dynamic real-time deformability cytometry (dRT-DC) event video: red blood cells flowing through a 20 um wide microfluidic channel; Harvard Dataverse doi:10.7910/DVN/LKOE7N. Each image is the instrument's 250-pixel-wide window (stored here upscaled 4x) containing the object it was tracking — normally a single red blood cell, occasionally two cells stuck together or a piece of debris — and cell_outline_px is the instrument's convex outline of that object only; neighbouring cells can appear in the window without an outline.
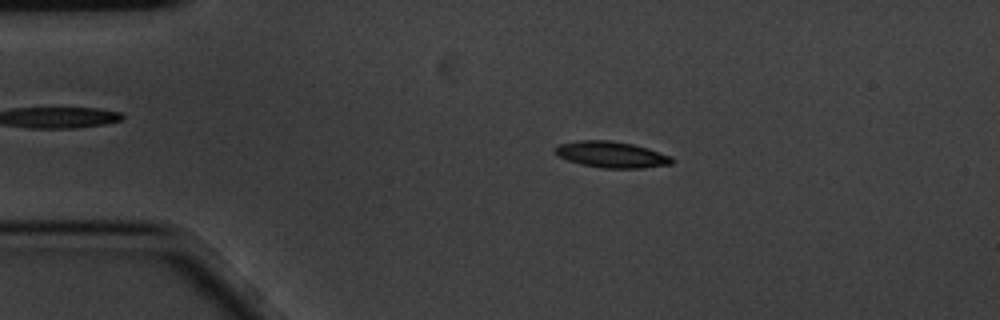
{"species": "common noctule bat (a hibernating species)", "species_latin": "Nyctalus noctula", "temperature_condition": "cold", "stored_images_in_passage": 6, "camera_frame_rate_fps": 3000, "um_per_image_px": 0.085, "animal": {"sex": "male", "body_mass_g": 20.1, "forearm_length_mm": 53.5}, "frame": {"image": 1, "passage_image": 2, "time_ms": 0.333, "image_size_px": [1000, 320], "cell_outline_px": [[676, 160], [672, 164], [644, 168], [604, 168], [580, 164], [556, 156], [556, 148], [560, 144], [576, 140], [612, 140], [632, 144], [648, 148], [672, 156]], "centroid_in_image_um": [52.02, 13.14], "position_along_channel_um": 33.0, "area_um2": 17.98}}
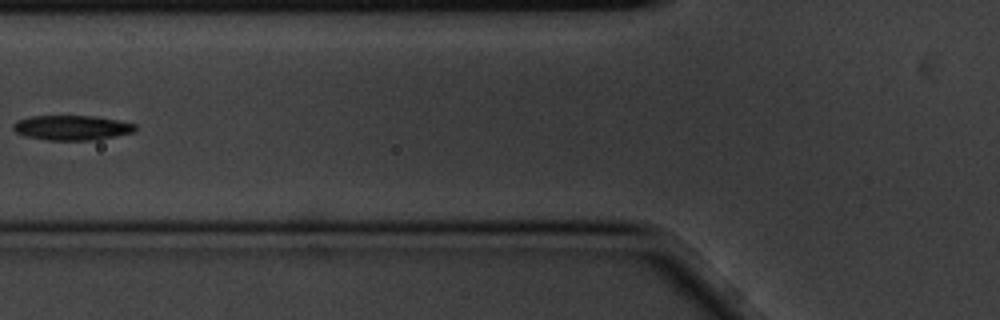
{"frame": {"image": 2, "passage_image": 5, "time_ms": 1.333, "image_size_px": [1000, 320], "cell_outline_px": [[136, 128], [132, 132], [96, 140], [48, 140], [28, 136], [16, 132], [12, 128], [12, 124], [16, 120], [32, 116], [92, 116], [116, 120], [136, 124]], "centroid_in_image_um": [6.07, 10.85], "position_along_channel_um": 119.7, "area_um2": 17.46}}
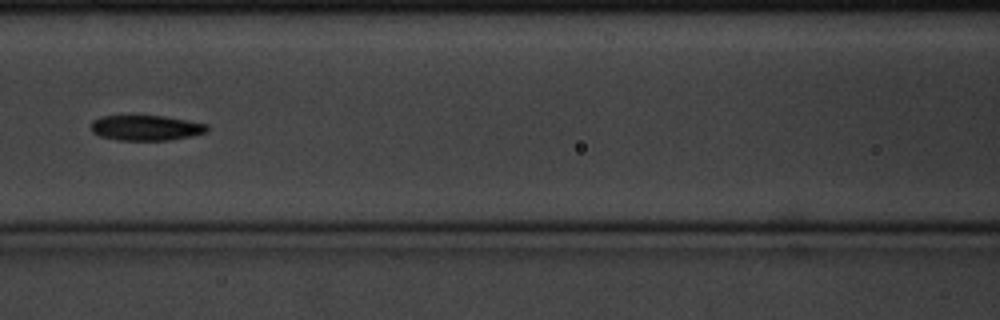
{"frame": {"image": 3, "passage_image": 6, "time_ms": 1.667, "image_size_px": [1000, 320], "cell_outline_px": [[208, 128], [204, 132], [192, 136], [168, 140], [116, 140], [100, 136], [92, 132], [92, 120], [100, 116], [164, 116], [208, 124]], "centroid_in_image_um": [12.39, 10.87], "position_along_channel_um": 154.2, "area_um2": 16.99}}